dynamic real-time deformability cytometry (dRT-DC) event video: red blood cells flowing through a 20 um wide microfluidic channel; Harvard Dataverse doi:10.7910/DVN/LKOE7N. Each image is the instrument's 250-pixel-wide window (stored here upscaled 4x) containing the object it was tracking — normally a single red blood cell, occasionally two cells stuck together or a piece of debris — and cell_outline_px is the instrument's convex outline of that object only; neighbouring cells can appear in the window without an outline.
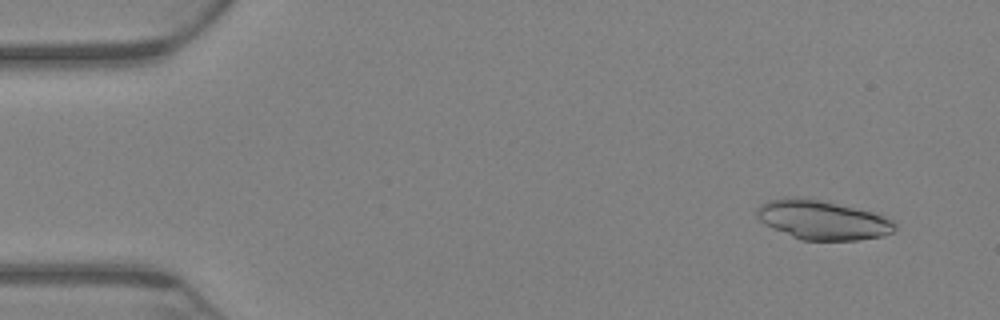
{"species": "Egyptian fruit bat (a non-hibernating species)", "species_latin": "Rousettus aegyptiacus", "temperature_condition": "warm", "stored_images_in_passage": 70, "camera_frame_rate_fps": 3000, "um_per_image_px": 0.085, "animal": {"sex": "female"}, "frame": {"image": 1, "passage_image": 6, "time_ms": 1.667, "image_size_px": [1000, 320], "cell_outline_px": [[896, 228], [892, 232], [884, 236], [856, 240], [800, 240], [772, 228], [764, 224], [756, 216], [756, 208], [760, 204], [768, 200], [796, 196], [876, 212], [892, 220], [896, 224]], "centroid_in_image_um": [69.9, 18.7], "position_along_channel_um": 15.1, "area_um2": 31.56}}
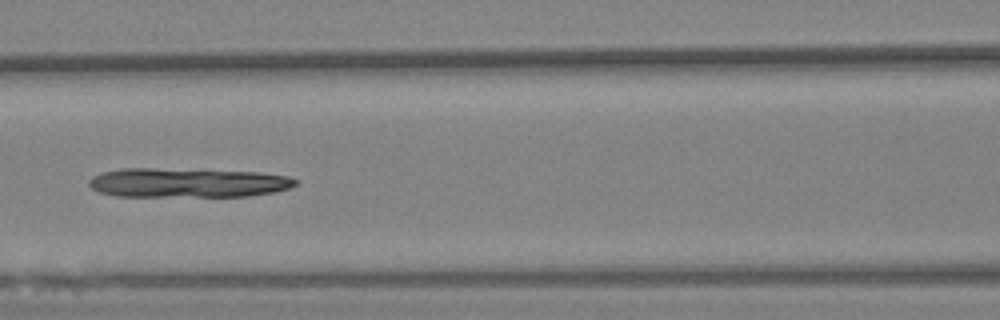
{"frame": {"image": 2, "passage_image": 32, "time_ms": 10.333, "image_size_px": [1000, 320], "cell_outline_px": [[300, 180], [296, 184], [288, 188], [272, 192], [248, 196], [116, 196], [100, 192], [92, 188], [88, 184], [88, 180], [92, 176], [100, 172], [120, 168], [152, 168], [260, 172], [288, 176]], "centroid_in_image_um": [15.91, 15.52], "position_along_channel_um": 150.7, "area_um2": 35.43}}
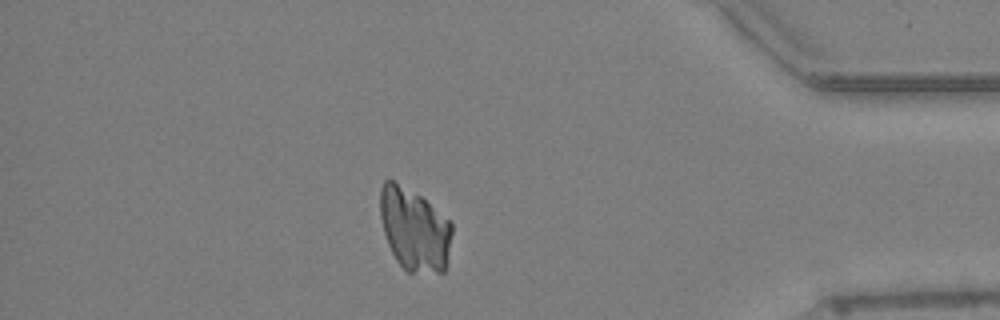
{"frame": {"image": 3, "passage_image": 61, "time_ms": 20.0, "image_size_px": [1000, 320], "cell_outline_px": [[452, 232], [448, 264], [444, 272], [408, 272], [396, 260], [388, 244], [384, 232], [380, 216], [380, 188], [384, 180], [392, 180], [420, 196], [448, 220], [452, 224]], "centroid_in_image_um": [35.22, 19.53], "position_along_channel_um": 400.0, "area_um2": 34.39}}